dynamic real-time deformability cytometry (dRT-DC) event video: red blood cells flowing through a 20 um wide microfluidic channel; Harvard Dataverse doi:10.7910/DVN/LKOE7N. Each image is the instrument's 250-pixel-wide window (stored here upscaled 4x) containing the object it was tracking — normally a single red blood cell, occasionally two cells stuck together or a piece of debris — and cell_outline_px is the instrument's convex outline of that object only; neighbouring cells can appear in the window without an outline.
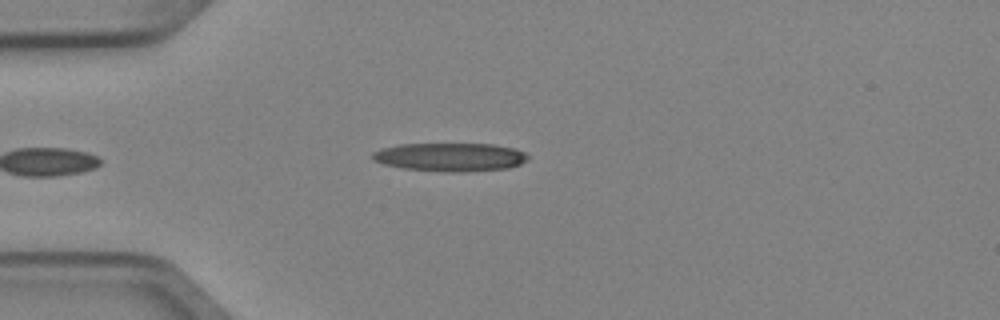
{"species": "Egyptian fruit bat (a non-hibernating species)", "species_latin": "Rousettus aegyptiacus", "temperature_condition": "cold", "stored_images_in_passage": 3, "camera_frame_rate_fps": 3000, "um_per_image_px": 0.085, "animal": {"sex": "female"}, "frame": {"image": 1, "passage_image": 3, "time_ms": 0.667, "image_size_px": [1000, 320], "cell_outline_px": [[528, 160], [520, 164], [508, 168], [460, 172], [444, 172], [404, 168], [384, 164], [372, 160], [372, 152], [384, 148], [400, 144], [492, 144], [512, 148], [524, 152], [528, 156]], "centroid_in_image_um": [38.26, 13.35], "position_along_channel_um": 46.7, "area_um2": 25.61}}